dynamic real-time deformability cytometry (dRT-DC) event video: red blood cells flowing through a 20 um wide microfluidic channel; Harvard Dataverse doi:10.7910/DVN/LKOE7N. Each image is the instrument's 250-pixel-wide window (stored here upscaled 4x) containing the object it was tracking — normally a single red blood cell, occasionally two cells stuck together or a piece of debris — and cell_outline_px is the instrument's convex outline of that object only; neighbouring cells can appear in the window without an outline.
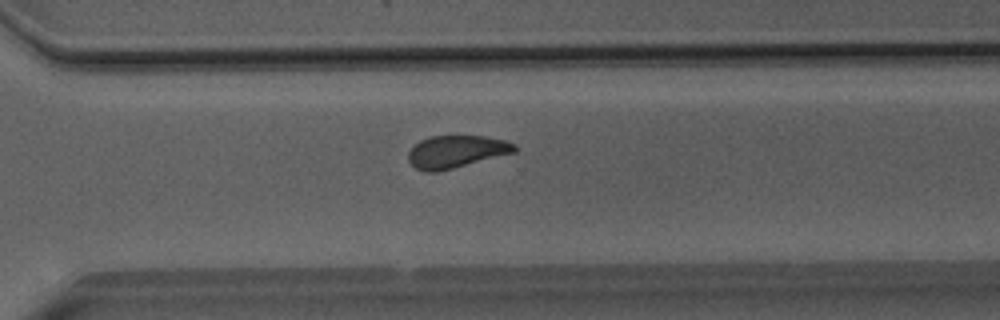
{"species": "Egyptian fruit bat (a non-hibernating species)", "species_latin": "Rousettus aegyptiacus", "temperature_condition": "room temperature", "stored_images_in_passage": 48, "camera_frame_rate_fps": 3000, "um_per_image_px": 0.085, "animal": {"sex": "male"}, "frame": {"image": 1, "passage_image": 34, "time_ms": 11.0, "image_size_px": [1000, 320], "cell_outline_px": [[516, 152], [436, 172], [424, 172], [416, 168], [408, 160], [408, 152], [420, 140], [428, 136], [484, 136], [504, 140], [516, 144]], "centroid_in_image_um": [38.77, 12.88], "position_along_channel_um": 331.8, "area_um2": 19.94}}
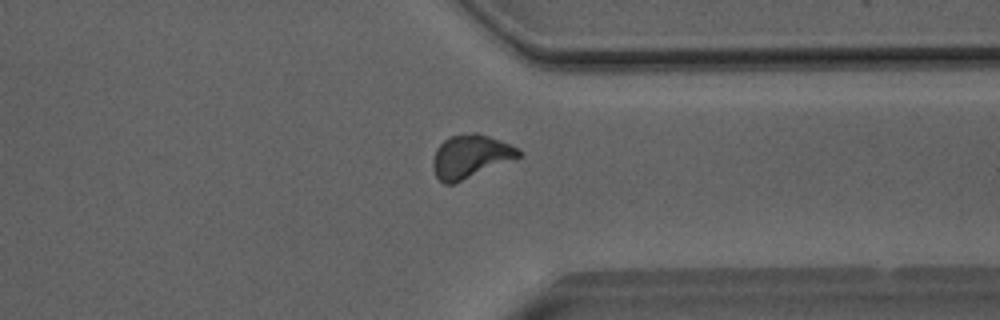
{"frame": {"image": 2, "passage_image": 37, "time_ms": 12.0, "image_size_px": [1000, 320], "cell_outline_px": [[520, 156], [452, 184], [444, 184], [436, 176], [432, 168], [432, 160], [436, 148], [444, 140], [452, 136], [476, 132], [500, 140], [520, 148]], "centroid_in_image_um": [39.95, 13.28], "position_along_channel_um": 371.5, "area_um2": 21.15}}
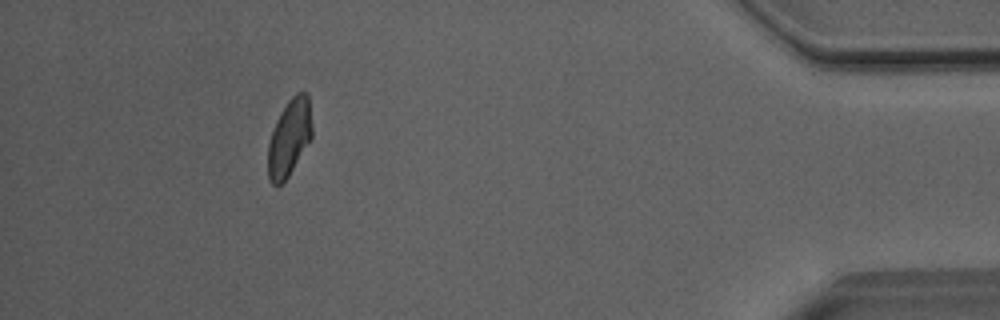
{"frame": {"image": 3, "passage_image": 44, "time_ms": 14.333, "image_size_px": [1000, 320], "cell_outline_px": [[312, 140], [288, 176], [280, 184], [272, 184], [268, 176], [268, 144], [276, 120], [280, 112], [288, 100], [296, 92], [308, 92], [312, 124]], "centroid_in_image_um": [24.62, 11.67], "position_along_channel_um": 410.6, "area_um2": 19.88}, "authors_computed_cell_mechanics": {"area_um2": 21.2126, "velocity_mm_per_s": 4.0683, "shape_relaxation_time_tau1_ms": 6.9728, "shape_relaxation_time_tau2_ms": 1.4382, "deformation_change_tau1": 0.1396, "deformation_change_tau2": 0.0623}}